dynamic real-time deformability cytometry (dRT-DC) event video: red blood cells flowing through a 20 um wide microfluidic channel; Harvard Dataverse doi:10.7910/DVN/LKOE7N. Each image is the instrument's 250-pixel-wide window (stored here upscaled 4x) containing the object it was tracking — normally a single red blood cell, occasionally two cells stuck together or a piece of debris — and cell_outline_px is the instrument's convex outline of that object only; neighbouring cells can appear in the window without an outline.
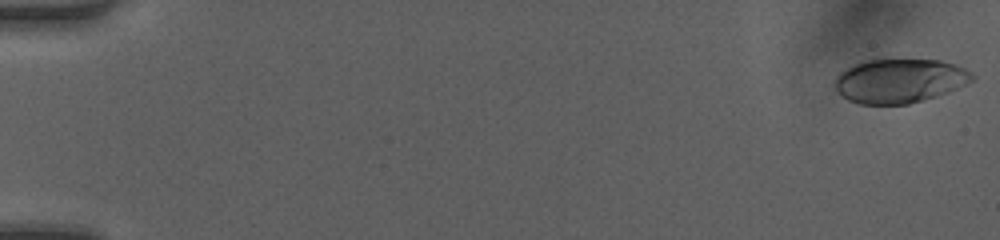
{"species": "human", "species_latin": "Homo sapiens", "temperature_condition": "room temperature", "stored_images_in_passage": 49, "camera_frame_rate_fps": 3000, "um_per_image_px": 0.085, "donor": {"sex": "female"}, "frame": {"image": 1, "passage_image": 1, "time_ms": 0.0, "image_size_px": [1000, 240], "cell_outline_px": [[976, 76], [972, 80], [948, 92], [936, 96], [908, 104], [860, 104], [848, 100], [836, 92], [832, 88], [836, 76], [840, 72], [864, 60], [940, 60], [956, 64], [972, 72]], "centroid_in_image_um": [76.43, 6.87], "position_along_channel_um": 8.6, "area_um2": 35.32}}
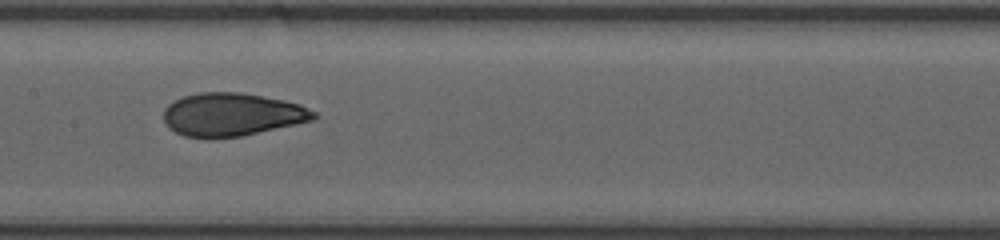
{"frame": {"image": 2, "passage_image": 26, "time_ms": 8.333, "image_size_px": [1000, 240], "cell_outline_px": [[320, 116], [316, 120], [240, 136], [184, 136], [168, 128], [164, 120], [164, 108], [172, 100], [184, 96], [200, 92], [240, 92], [284, 100], [300, 104], [316, 112]], "centroid_in_image_um": [19.75, 9.71], "position_along_channel_um": 187.7, "area_um2": 37.51}}
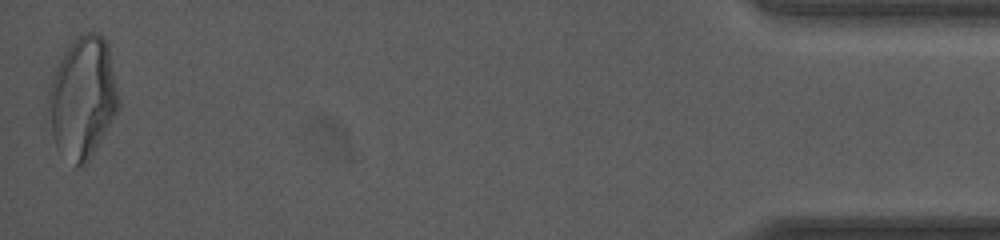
{"frame": {"image": 3, "passage_image": 49, "time_ms": 16.0, "image_size_px": [1000, 240], "cell_outline_px": [[120, 108], [88, 160], [84, 164], [76, 168], [56, 148], [44, 120], [48, 92], [52, 76], [64, 52], [72, 40], [80, 32], [96, 32], [104, 36], [108, 44], [120, 100]], "centroid_in_image_um": [6.98, 8.3], "position_along_channel_um": 428.2, "area_um2": 50.86}, "authors_computed_cell_mechanics": {"area_um2": 37.57, "velocity_mm_per_s": 4.2265, "shape_relaxation_time_tau1_ms": 6.4516, "shape_relaxation_time_tau2_ms": 0.86, "deformation_change_tau1": 0.2209, "deformation_change_tau2": 0.0636}}